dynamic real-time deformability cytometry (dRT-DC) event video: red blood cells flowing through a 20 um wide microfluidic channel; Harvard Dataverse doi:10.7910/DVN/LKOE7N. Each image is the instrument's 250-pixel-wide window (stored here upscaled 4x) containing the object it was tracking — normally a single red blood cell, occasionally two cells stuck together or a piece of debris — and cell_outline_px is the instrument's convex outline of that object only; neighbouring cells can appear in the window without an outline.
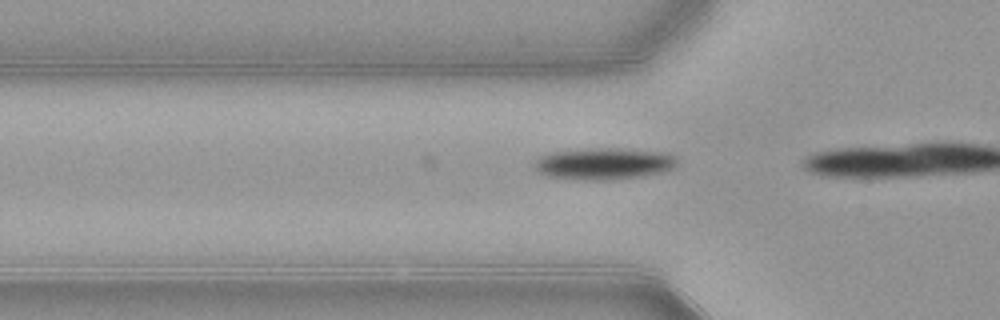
{"species": "common noctule bat (a hibernating species)", "species_latin": "Nyctalus noctula", "temperature_condition": "warm", "stored_images_in_passage": 6, "camera_frame_rate_fps": 3000, "um_per_image_px": 0.085, "animal": {"sex": "female", "body_mass_g": 21.9}, "frame": {"image": 1, "passage_image": 2, "time_ms": 0.333, "image_size_px": [1000, 320], "cell_outline_px": [[676, 164], [672, 168], [660, 172], [640, 176], [608, 180], [588, 180], [548, 176], [536, 172], [532, 164], [540, 156], [548, 152], [588, 148], [620, 148], [668, 152], [676, 156]], "centroid_in_image_um": [51.28, 13.89], "position_along_channel_um": 74.5, "area_um2": 26.59}}
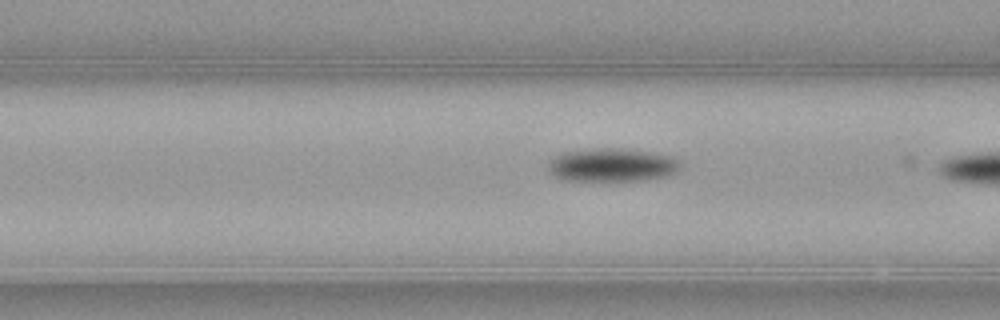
{"frame": {"image": 2, "passage_image": 5, "time_ms": 1.333, "image_size_px": [1000, 320], "cell_outline_px": [[680, 168], [676, 172], [668, 176], [644, 180], [564, 180], [556, 176], [548, 168], [548, 164], [560, 152], [596, 148], [616, 148], [648, 152], [672, 156], [680, 164]], "centroid_in_image_um": [52.03, 14.02], "position_along_channel_um": 114.6, "area_um2": 25.37}}